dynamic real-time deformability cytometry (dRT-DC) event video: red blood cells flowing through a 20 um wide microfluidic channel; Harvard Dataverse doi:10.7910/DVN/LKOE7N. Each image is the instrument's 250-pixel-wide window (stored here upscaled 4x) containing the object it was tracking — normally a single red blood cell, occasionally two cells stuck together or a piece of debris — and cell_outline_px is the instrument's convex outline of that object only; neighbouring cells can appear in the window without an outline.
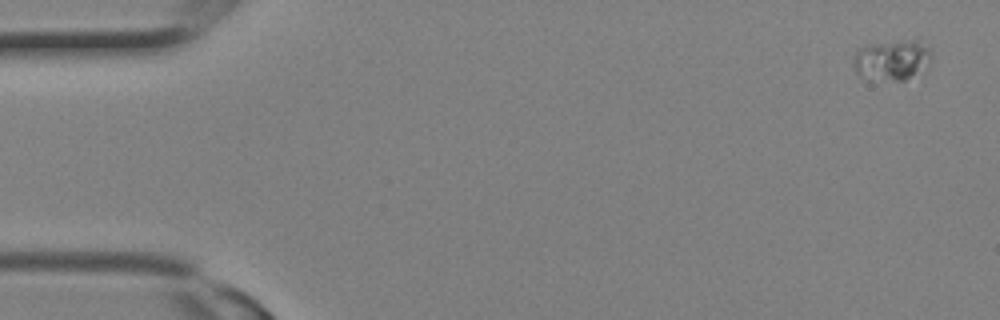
{"species": "Egyptian fruit bat (a non-hibernating species)", "species_latin": "Rousettus aegyptiacus", "temperature_condition": "room temperature", "stored_images_in_passage": 3, "camera_frame_rate_fps": 3000, "um_per_image_px": 0.085, "animal": {"sex": "female"}, "frame": {"image": 1, "passage_image": 1, "time_ms": 0.0, "image_size_px": [1000, 320], "cell_outline_px": [[932, 60], [928, 64], [904, 80], [868, 80], [860, 76], [856, 72], [852, 64], [852, 56], [856, 48], [864, 44], [896, 40], [920, 40], [932, 52]], "centroid_in_image_um": [75.72, 5.06], "position_along_channel_um": 9.3, "area_um2": 18.9}}